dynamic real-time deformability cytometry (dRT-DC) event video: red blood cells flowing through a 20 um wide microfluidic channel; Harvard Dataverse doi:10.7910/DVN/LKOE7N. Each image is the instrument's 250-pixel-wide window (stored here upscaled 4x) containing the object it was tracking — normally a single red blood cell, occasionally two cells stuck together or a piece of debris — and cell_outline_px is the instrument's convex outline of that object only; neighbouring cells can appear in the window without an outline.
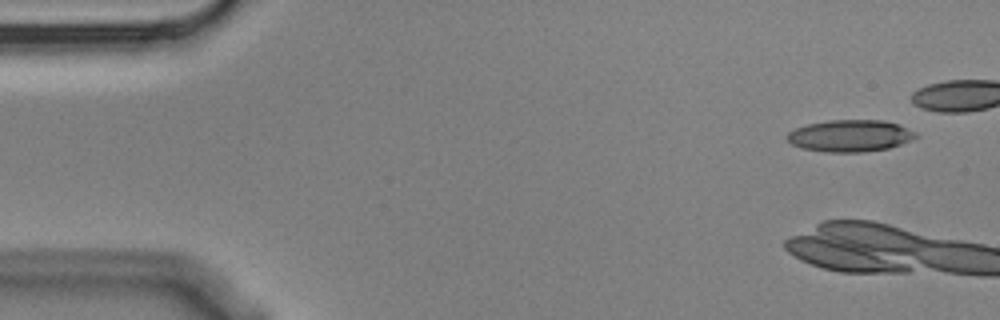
{"species": "Egyptian fruit bat (a non-hibernating species)", "species_latin": "Rousettus aegyptiacus", "temperature_condition": "cold", "stored_images_in_passage": 6, "camera_frame_rate_fps": 3000, "um_per_image_px": 0.085, "animal": {"sex": "male"}, "frame": {"image": 1, "passage_image": 1, "time_ms": 0.0, "image_size_px": [1000, 320], "cell_outline_px": [[920, 136], [912, 140], [888, 148], [864, 152], [824, 152], [800, 148], [792, 144], [784, 136], [788, 132], [796, 128], [808, 124], [828, 120], [884, 120], [896, 124], [916, 132]], "centroid_in_image_um": [72.24, 11.54], "position_along_channel_um": 12.8, "area_um2": 23.99}}